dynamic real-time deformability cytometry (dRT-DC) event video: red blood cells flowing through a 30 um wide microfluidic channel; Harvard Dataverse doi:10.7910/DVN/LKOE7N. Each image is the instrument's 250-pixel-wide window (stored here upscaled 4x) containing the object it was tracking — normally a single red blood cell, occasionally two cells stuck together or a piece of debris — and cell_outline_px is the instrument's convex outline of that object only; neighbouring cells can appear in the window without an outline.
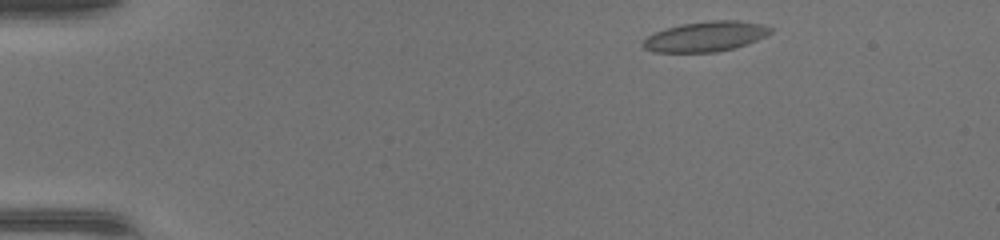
{"species": "common noctule bat (a hibernating species)", "species_latin": "Nyctalus noctula", "temperature_condition": "warm", "stored_images_in_passage": 43, "camera_frame_rate_fps": 3000, "um_per_image_px": 0.085, "animal": {"sex": "female", "body_mass_g": 17.0, "forearm_length_mm": 48.0}, "frame": {"image": 1, "passage_image": 2, "time_ms": 0.333, "image_size_px": [1000, 240], "cell_outline_px": [[772, 32], [768, 36], [748, 44], [716, 52], [652, 52], [644, 48], [640, 44], [648, 36], [656, 32], [668, 28], [684, 24], [712, 20], [736, 20], [760, 24], [772, 28]], "centroid_in_image_um": [60.0, 3.11], "position_along_channel_um": 25.0, "area_um2": 22.25}}
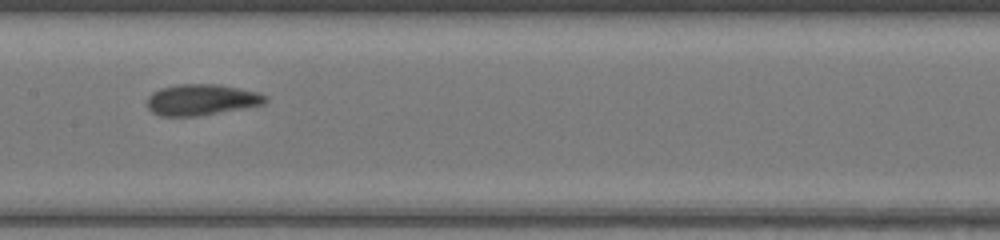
{"frame": {"image": 2, "passage_image": 20, "time_ms": 6.333, "image_size_px": [1000, 240], "cell_outline_px": [[268, 100], [264, 104], [244, 108], [200, 116], [160, 116], [152, 112], [148, 108], [148, 96], [152, 92], [160, 88], [180, 84], [220, 84], [240, 88], [256, 92], [268, 96]], "centroid_in_image_um": [17.14, 8.48], "position_along_channel_um": 190.3, "area_um2": 21.56}}
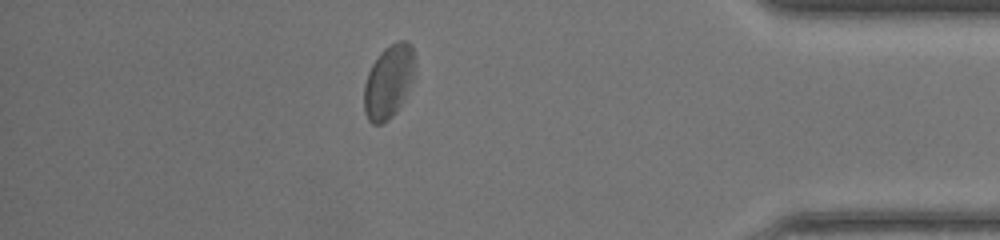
{"frame": {"image": 3, "passage_image": 37, "time_ms": 12.0, "image_size_px": [1000, 240], "cell_outline_px": [[412, 76], [404, 96], [396, 112], [388, 120], [380, 124], [372, 124], [368, 120], [364, 112], [364, 84], [368, 72], [372, 64], [380, 52], [384, 48], [400, 40], [404, 40], [412, 48]], "centroid_in_image_um": [32.95, 6.97], "position_along_channel_um": 402.2, "area_um2": 20.98}, "authors_computed_cell_mechanics": {"area_um2": 21.7906, "velocity_mm_per_s": 4.3423, "shape_relaxation_time_tau1_ms": 4.2096, "shape_relaxation_time_tau2_ms": 1.1984, "deformation_change_tau1": 0.1153, "deformation_change_tau2": 0.0602}}